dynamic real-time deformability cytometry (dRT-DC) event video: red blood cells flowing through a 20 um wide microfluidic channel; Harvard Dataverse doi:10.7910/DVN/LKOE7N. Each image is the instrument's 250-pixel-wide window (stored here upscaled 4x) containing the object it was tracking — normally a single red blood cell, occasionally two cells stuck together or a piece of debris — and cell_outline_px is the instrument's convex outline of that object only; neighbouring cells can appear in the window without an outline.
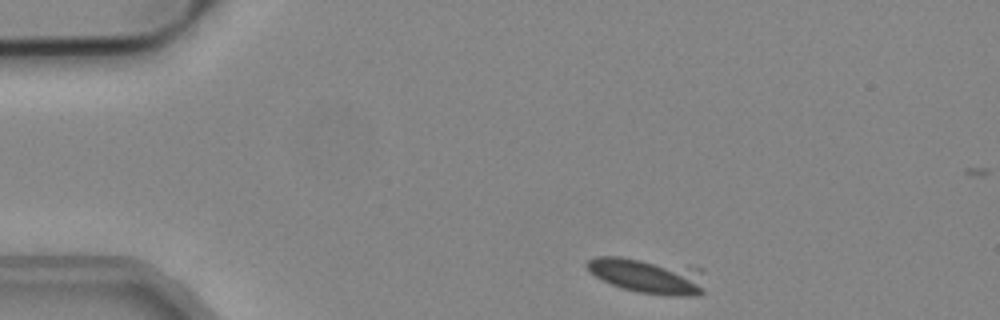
{"species": "common noctule bat (a hibernating species)", "species_latin": "Nyctalus noctula", "temperature_condition": "cold", "stored_images_in_passage": 12, "camera_frame_rate_fps": 3000, "um_per_image_px": 0.085, "animal": {"sex": "male", "body_mass_g": 19.2, "forearm_length_mm": 51.8}, "frame": {"image": 1, "passage_image": 2, "time_ms": 0.333, "image_size_px": [1000, 320], "cell_outline_px": [[704, 292], [696, 296], [668, 296], [636, 292], [612, 284], [588, 272], [584, 264], [588, 260], [596, 256], [620, 256], [704, 268]], "centroid_in_image_um": [55.12, 23.44], "position_along_channel_um": 29.9, "area_um2": 24.85}}